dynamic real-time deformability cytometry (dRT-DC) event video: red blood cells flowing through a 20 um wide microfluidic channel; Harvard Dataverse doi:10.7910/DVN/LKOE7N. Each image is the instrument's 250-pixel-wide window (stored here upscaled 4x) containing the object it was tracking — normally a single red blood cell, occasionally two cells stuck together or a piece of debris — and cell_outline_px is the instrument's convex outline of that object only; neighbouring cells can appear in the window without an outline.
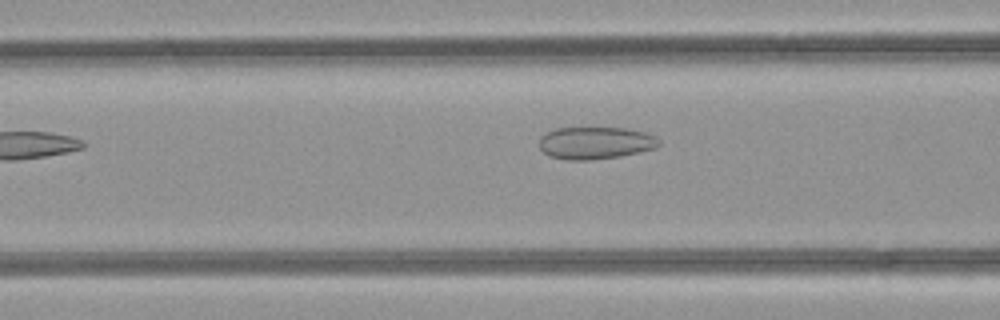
{"species": "common noctule bat (a hibernating species)", "species_latin": "Nyctalus noctula", "temperature_condition": "room temperature", "stored_images_in_passage": 36, "segment_of_instrument_passage": [1, 2], "camera_frame_rate_fps": 3000, "um_per_image_px": 0.085, "animal": {"sex": "female", "body_mass_g": 21.9}, "frame": {"image": 1, "passage_image": 5, "time_ms": 1.333, "image_size_px": [1000, 320], "cell_outline_px": [[660, 144], [656, 148], [640, 152], [620, 156], [592, 160], [568, 160], [552, 156], [544, 152], [540, 148], [540, 136], [556, 128], [624, 128], [644, 132], [656, 136], [660, 140]], "centroid_in_image_um": [50.64, 12.15], "position_along_channel_um": 116.0, "area_um2": 22.48}}
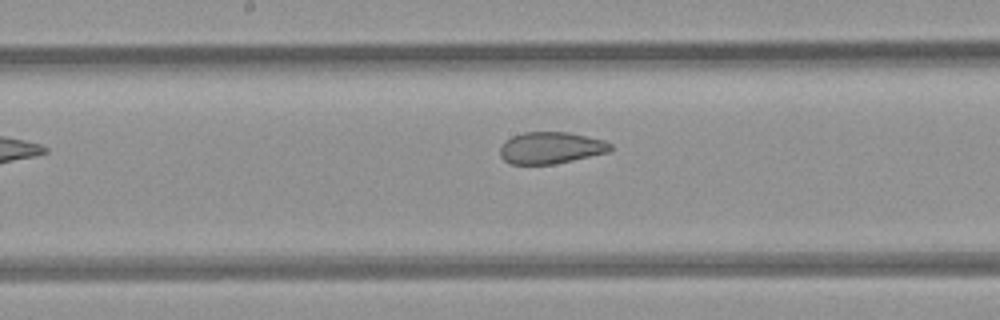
{"frame": {"image": 2, "passage_image": 11, "time_ms": 3.333, "image_size_px": [1000, 320], "cell_outline_px": [[612, 148], [608, 152], [572, 160], [552, 164], [512, 164], [504, 160], [500, 156], [500, 144], [504, 140], [512, 136], [524, 132], [568, 132], [604, 140], [612, 144]], "centroid_in_image_um": [46.78, 12.56], "position_along_channel_um": 201.4, "area_um2": 20.4}}
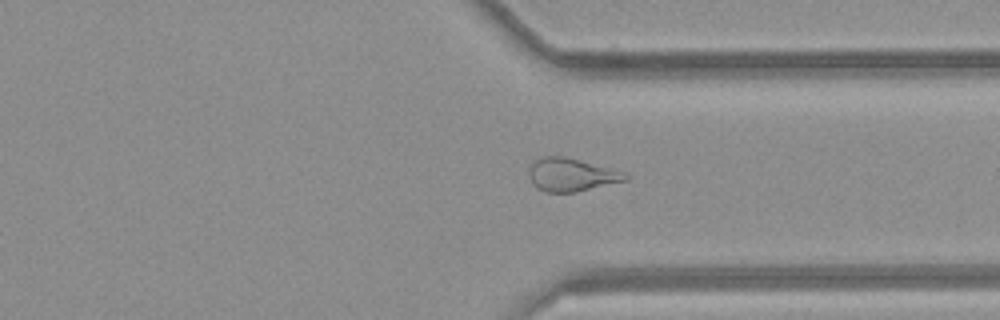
{"frame": {"image": 3, "passage_image": 23, "time_ms": 7.333, "image_size_px": [1000, 320], "cell_outline_px": [[632, 176], [628, 180], [576, 192], [544, 192], [536, 188], [532, 184], [528, 176], [528, 168], [532, 160], [540, 156], [564, 156], [580, 160], [624, 172]], "centroid_in_image_um": [48.51, 14.85], "position_along_channel_um": 362.9, "area_um2": 18.96}}